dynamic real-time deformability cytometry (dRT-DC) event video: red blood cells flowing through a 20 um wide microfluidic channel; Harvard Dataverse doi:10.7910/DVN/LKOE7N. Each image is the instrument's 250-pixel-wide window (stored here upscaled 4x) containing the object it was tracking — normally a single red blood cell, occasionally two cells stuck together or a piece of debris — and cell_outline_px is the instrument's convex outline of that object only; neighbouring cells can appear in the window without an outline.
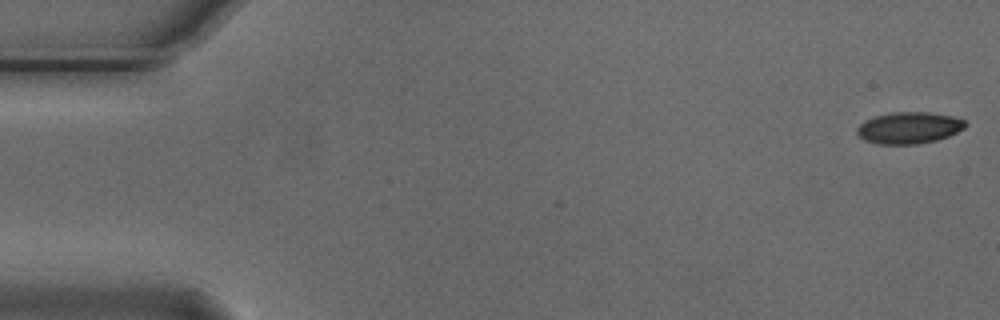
{"species": "Egyptian fruit bat (a non-hibernating species)", "species_latin": "Rousettus aegyptiacus", "temperature_condition": "cold", "stored_images_in_passage": 4, "camera_frame_rate_fps": 3000, "um_per_image_px": 0.085, "animal": {"sex": "male"}, "frame": {"image": 1, "passage_image": 1, "time_ms": 0.0, "image_size_px": [1000, 320], "cell_outline_px": [[968, 124], [964, 128], [948, 136], [936, 140], [916, 144], [880, 144], [864, 140], [856, 132], [856, 128], [864, 120], [876, 116], [892, 112], [928, 112], [952, 116], [964, 120]], "centroid_in_image_um": [77.25, 10.86], "position_along_channel_um": 7.7, "area_um2": 19.88}}
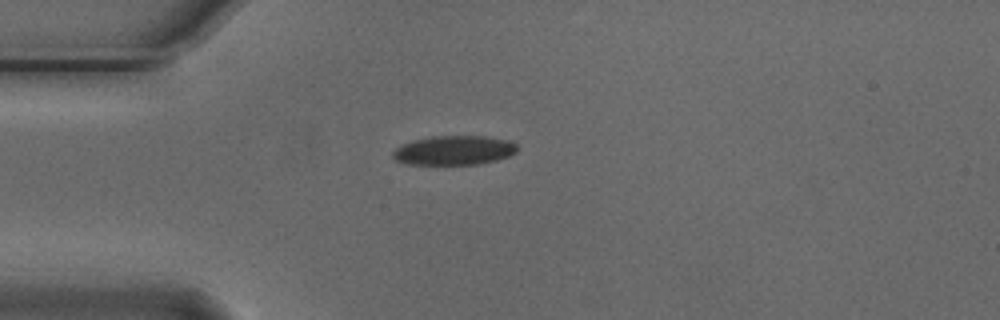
{"frame": {"image": 2, "passage_image": 4, "time_ms": 1.0, "image_size_px": [1000, 320], "cell_outline_px": [[520, 148], [516, 152], [508, 156], [496, 160], [480, 164], [408, 164], [396, 160], [392, 156], [392, 152], [400, 144], [412, 140], [432, 136], [484, 136], [508, 140], [516, 144]], "centroid_in_image_um": [38.59, 12.77], "position_along_channel_um": 46.4, "area_um2": 21.33}}